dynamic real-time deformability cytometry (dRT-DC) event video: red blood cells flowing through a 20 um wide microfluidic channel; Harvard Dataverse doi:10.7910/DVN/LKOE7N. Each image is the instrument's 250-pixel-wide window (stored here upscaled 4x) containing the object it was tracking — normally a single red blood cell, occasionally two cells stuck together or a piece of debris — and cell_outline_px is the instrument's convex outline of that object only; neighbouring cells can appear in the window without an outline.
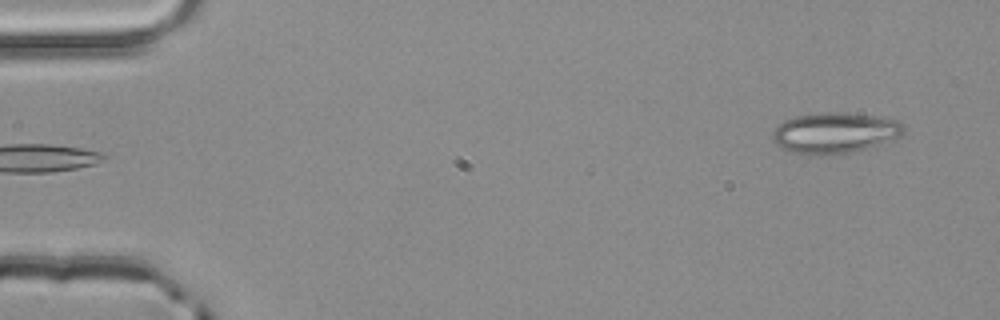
{"species": "common noctule bat (a hibernating species)", "species_latin": "Nyctalus noctula", "temperature_condition": "room temperature", "stored_images_in_passage": 2, "segment_of_instrument_passage": [2, 2], "camera_frame_rate_fps": 3000, "um_per_image_px": 0.085, "animal": {"sex": "male", "body_mass_g": 20.4}, "frame": {"image": 1, "passage_image": 2, "time_ms": 0.333, "image_size_px": [1000, 320], "cell_outline_px": [[904, 132], [900, 136], [852, 152], [820, 156], [812, 156], [792, 152], [780, 148], [772, 140], [772, 132], [784, 120], [796, 116], [820, 112], [840, 112], [876, 116], [900, 120], [904, 124]], "centroid_in_image_um": [70.92, 11.29], "position_along_channel_um": 14.1, "area_um2": 31.27}}